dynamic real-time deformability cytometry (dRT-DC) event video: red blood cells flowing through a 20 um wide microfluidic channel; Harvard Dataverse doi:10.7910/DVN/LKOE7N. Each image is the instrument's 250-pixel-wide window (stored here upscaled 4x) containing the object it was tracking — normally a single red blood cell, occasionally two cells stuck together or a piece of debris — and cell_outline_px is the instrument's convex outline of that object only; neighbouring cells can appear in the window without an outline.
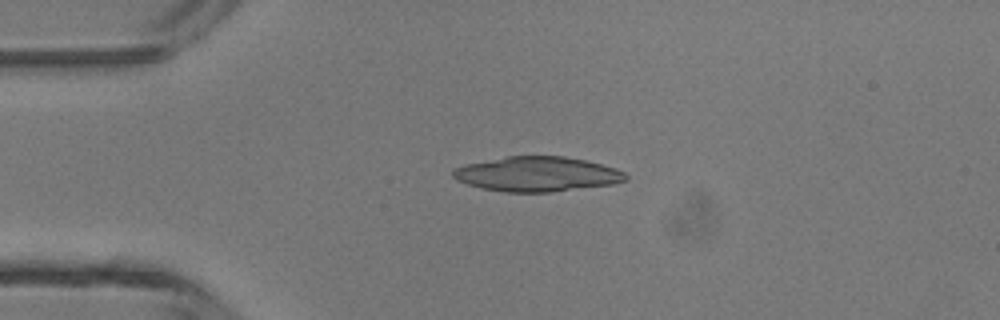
{"species": "common noctule bat (a hibernating species)", "species_latin": "Nyctalus noctula", "temperature_condition": "room temperature", "stored_images_in_passage": 3, "camera_frame_rate_fps": 3000, "um_per_image_px": 0.085, "animal": {"sex": "male", "body_mass_g": 13.3}, "frame": {"image": 1, "passage_image": 2, "time_ms": 0.333, "image_size_px": [1000, 320], "cell_outline_px": [[628, 180], [612, 184], [548, 192], [504, 192], [480, 188], [456, 180], [452, 176], [452, 168], [464, 164], [508, 156], [564, 156], [584, 160], [616, 168], [624, 172], [628, 176]], "centroid_in_image_um": [45.61, 14.79], "position_along_channel_um": 39.4, "area_um2": 35.03}}